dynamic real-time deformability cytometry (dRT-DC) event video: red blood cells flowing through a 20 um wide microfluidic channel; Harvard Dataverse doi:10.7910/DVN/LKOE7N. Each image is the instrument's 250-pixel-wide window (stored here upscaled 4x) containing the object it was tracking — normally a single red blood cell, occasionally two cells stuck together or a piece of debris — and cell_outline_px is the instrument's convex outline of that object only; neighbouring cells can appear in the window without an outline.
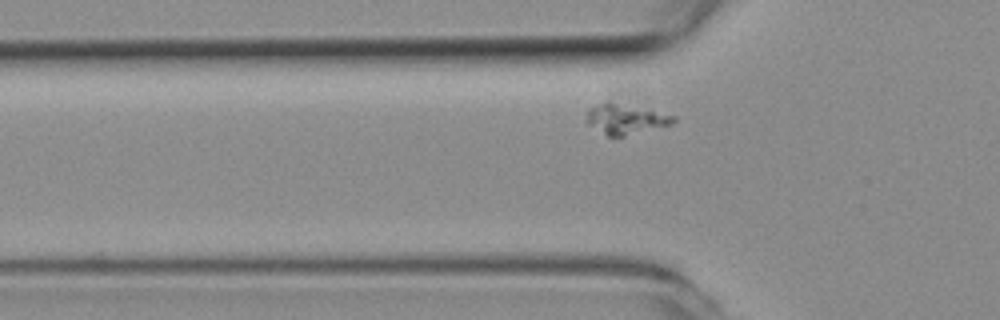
{"species": "common noctule bat (a hibernating species)", "species_latin": "Nyctalus noctula", "temperature_condition": "room temperature", "stored_images_in_passage": 28, "camera_frame_rate_fps": 3000, "um_per_image_px": 0.085, "animal": {"sex": "female", "body_mass_g": 19.3, "forearm_length_mm": 54.1}, "frame": {"image": 1, "passage_image": 2, "time_ms": 0.333, "image_size_px": [1000, 320], "cell_outline_px": [[676, 120], [672, 124], [624, 136], [608, 136], [588, 124], [584, 120], [588, 108], [600, 104], [612, 104], [676, 116]], "centroid_in_image_um": [53.12, 10.18], "position_along_channel_um": 72.7, "area_um2": 14.28}}
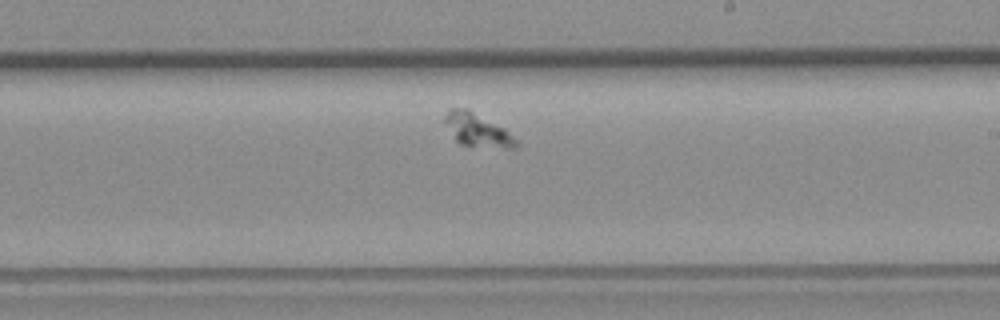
{"frame": {"image": 2, "passage_image": 16, "time_ms": 5.0, "image_size_px": [1000, 320], "cell_outline_px": [[520, 144], [516, 148], [508, 148], [460, 144], [456, 140], [444, 120], [444, 116], [448, 108], [468, 108], [504, 128]], "centroid_in_image_um": [40.57, 11.02], "position_along_channel_um": 248.4, "area_um2": 13.53}}
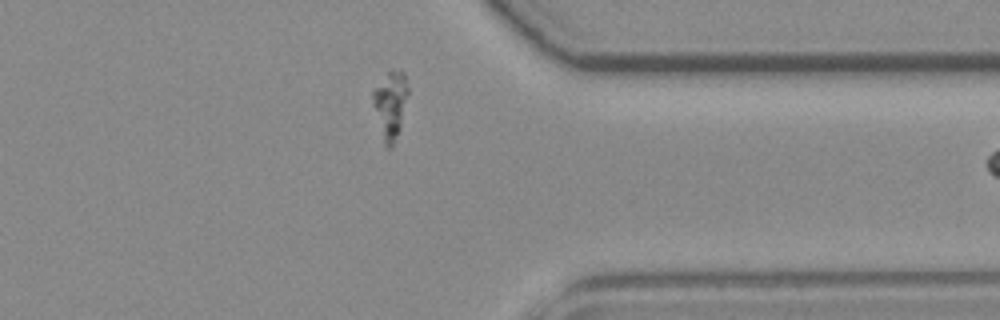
{"frame": {"image": 3, "passage_image": 27, "time_ms": 8.667, "image_size_px": [1000, 320], "cell_outline_px": [[408, 92], [400, 128], [392, 148], [388, 148], [384, 144], [372, 104], [372, 88], [388, 68], [392, 68], [404, 72], [408, 88]], "centroid_in_image_um": [33.15, 8.82], "position_along_channel_um": 378.3, "area_um2": 14.22}}